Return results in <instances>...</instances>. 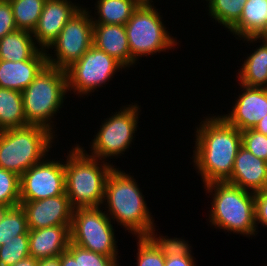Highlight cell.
<instances>
[{"label": "cell", "mask_w": 267, "mask_h": 266, "mask_svg": "<svg viewBox=\"0 0 267 266\" xmlns=\"http://www.w3.org/2000/svg\"><path fill=\"white\" fill-rule=\"evenodd\" d=\"M195 128L192 162L203 184L226 182L232 175L235 157L242 146L241 131L219 114H208Z\"/></svg>", "instance_id": "6da1fadb"}, {"label": "cell", "mask_w": 267, "mask_h": 266, "mask_svg": "<svg viewBox=\"0 0 267 266\" xmlns=\"http://www.w3.org/2000/svg\"><path fill=\"white\" fill-rule=\"evenodd\" d=\"M116 167L107 178L102 206L105 205V212L114 224L116 221L133 236H148L155 223L142 189L134 176Z\"/></svg>", "instance_id": "7a4b0ae2"}, {"label": "cell", "mask_w": 267, "mask_h": 266, "mask_svg": "<svg viewBox=\"0 0 267 266\" xmlns=\"http://www.w3.org/2000/svg\"><path fill=\"white\" fill-rule=\"evenodd\" d=\"M65 158V194L71 206L74 209L101 207L107 178L115 167L113 162L89 156L79 144L72 146Z\"/></svg>", "instance_id": "3957f363"}, {"label": "cell", "mask_w": 267, "mask_h": 266, "mask_svg": "<svg viewBox=\"0 0 267 266\" xmlns=\"http://www.w3.org/2000/svg\"><path fill=\"white\" fill-rule=\"evenodd\" d=\"M212 197L208 221L214 228L240 234L256 236L255 193L228 182H212L203 186Z\"/></svg>", "instance_id": "277c9868"}, {"label": "cell", "mask_w": 267, "mask_h": 266, "mask_svg": "<svg viewBox=\"0 0 267 266\" xmlns=\"http://www.w3.org/2000/svg\"><path fill=\"white\" fill-rule=\"evenodd\" d=\"M68 94L66 70L46 65L22 91L28 125L41 126L55 135L54 116L60 113Z\"/></svg>", "instance_id": "5b68a950"}, {"label": "cell", "mask_w": 267, "mask_h": 266, "mask_svg": "<svg viewBox=\"0 0 267 266\" xmlns=\"http://www.w3.org/2000/svg\"><path fill=\"white\" fill-rule=\"evenodd\" d=\"M55 136L36 125L0 131V168L20 177L49 155Z\"/></svg>", "instance_id": "8992f818"}, {"label": "cell", "mask_w": 267, "mask_h": 266, "mask_svg": "<svg viewBox=\"0 0 267 266\" xmlns=\"http://www.w3.org/2000/svg\"><path fill=\"white\" fill-rule=\"evenodd\" d=\"M158 10L153 0H143L125 24L131 57L136 62L144 56L168 52L179 44L166 30Z\"/></svg>", "instance_id": "52a82bcc"}, {"label": "cell", "mask_w": 267, "mask_h": 266, "mask_svg": "<svg viewBox=\"0 0 267 266\" xmlns=\"http://www.w3.org/2000/svg\"><path fill=\"white\" fill-rule=\"evenodd\" d=\"M141 109L138 104L121 106L120 111L110 114L101 122L99 131L92 139L89 156L108 161L122 156L131 147L137 132ZM136 131V132H135Z\"/></svg>", "instance_id": "ba28073f"}, {"label": "cell", "mask_w": 267, "mask_h": 266, "mask_svg": "<svg viewBox=\"0 0 267 266\" xmlns=\"http://www.w3.org/2000/svg\"><path fill=\"white\" fill-rule=\"evenodd\" d=\"M112 224L113 221L102 206L75 208L70 226V242L107 257H120L116 230Z\"/></svg>", "instance_id": "9c48e42d"}, {"label": "cell", "mask_w": 267, "mask_h": 266, "mask_svg": "<svg viewBox=\"0 0 267 266\" xmlns=\"http://www.w3.org/2000/svg\"><path fill=\"white\" fill-rule=\"evenodd\" d=\"M82 7L65 24L57 39L45 51L47 65L66 70L93 45V21L91 11ZM52 49V55L48 50ZM56 57V58H55Z\"/></svg>", "instance_id": "30bf717a"}, {"label": "cell", "mask_w": 267, "mask_h": 266, "mask_svg": "<svg viewBox=\"0 0 267 266\" xmlns=\"http://www.w3.org/2000/svg\"><path fill=\"white\" fill-rule=\"evenodd\" d=\"M125 68L103 50L92 45L83 56L66 69L68 93L80 97L98 91L116 72ZM70 91V92H69ZM83 95V96H82Z\"/></svg>", "instance_id": "8fae6325"}, {"label": "cell", "mask_w": 267, "mask_h": 266, "mask_svg": "<svg viewBox=\"0 0 267 266\" xmlns=\"http://www.w3.org/2000/svg\"><path fill=\"white\" fill-rule=\"evenodd\" d=\"M48 158L20 176V201L42 200L65 194L64 162Z\"/></svg>", "instance_id": "7c38bea8"}, {"label": "cell", "mask_w": 267, "mask_h": 266, "mask_svg": "<svg viewBox=\"0 0 267 266\" xmlns=\"http://www.w3.org/2000/svg\"><path fill=\"white\" fill-rule=\"evenodd\" d=\"M29 230L49 226L71 225L73 210L66 194L42 200L20 201Z\"/></svg>", "instance_id": "4fadbf2b"}, {"label": "cell", "mask_w": 267, "mask_h": 266, "mask_svg": "<svg viewBox=\"0 0 267 266\" xmlns=\"http://www.w3.org/2000/svg\"><path fill=\"white\" fill-rule=\"evenodd\" d=\"M238 98H235L231 111L220 116L240 131L254 129L267 115V88L247 87L239 84Z\"/></svg>", "instance_id": "5bb4252c"}, {"label": "cell", "mask_w": 267, "mask_h": 266, "mask_svg": "<svg viewBox=\"0 0 267 266\" xmlns=\"http://www.w3.org/2000/svg\"><path fill=\"white\" fill-rule=\"evenodd\" d=\"M82 6L70 0H46L38 24L32 32L36 44L46 51L57 39L65 24Z\"/></svg>", "instance_id": "9a60e30c"}, {"label": "cell", "mask_w": 267, "mask_h": 266, "mask_svg": "<svg viewBox=\"0 0 267 266\" xmlns=\"http://www.w3.org/2000/svg\"><path fill=\"white\" fill-rule=\"evenodd\" d=\"M226 182L253 193L263 191L267 189V162L241 146Z\"/></svg>", "instance_id": "2e32d148"}, {"label": "cell", "mask_w": 267, "mask_h": 266, "mask_svg": "<svg viewBox=\"0 0 267 266\" xmlns=\"http://www.w3.org/2000/svg\"><path fill=\"white\" fill-rule=\"evenodd\" d=\"M93 45L117 60L125 69L137 65L131 57L125 25L94 24Z\"/></svg>", "instance_id": "e0dca14e"}, {"label": "cell", "mask_w": 267, "mask_h": 266, "mask_svg": "<svg viewBox=\"0 0 267 266\" xmlns=\"http://www.w3.org/2000/svg\"><path fill=\"white\" fill-rule=\"evenodd\" d=\"M46 54L44 50H40L30 60H0V88L22 92L47 65Z\"/></svg>", "instance_id": "ac0fdd59"}, {"label": "cell", "mask_w": 267, "mask_h": 266, "mask_svg": "<svg viewBox=\"0 0 267 266\" xmlns=\"http://www.w3.org/2000/svg\"><path fill=\"white\" fill-rule=\"evenodd\" d=\"M70 226L57 225L29 230V253L37 260L60 256L70 243Z\"/></svg>", "instance_id": "d6986e66"}, {"label": "cell", "mask_w": 267, "mask_h": 266, "mask_svg": "<svg viewBox=\"0 0 267 266\" xmlns=\"http://www.w3.org/2000/svg\"><path fill=\"white\" fill-rule=\"evenodd\" d=\"M248 44L261 42V45L247 55L236 75L238 84L247 87L267 88V41L263 37L242 38ZM258 40V41H257ZM261 40V41H260Z\"/></svg>", "instance_id": "ffe728a7"}, {"label": "cell", "mask_w": 267, "mask_h": 266, "mask_svg": "<svg viewBox=\"0 0 267 266\" xmlns=\"http://www.w3.org/2000/svg\"><path fill=\"white\" fill-rule=\"evenodd\" d=\"M229 31L239 40L262 37L267 31V0H246L240 20Z\"/></svg>", "instance_id": "44dd1931"}, {"label": "cell", "mask_w": 267, "mask_h": 266, "mask_svg": "<svg viewBox=\"0 0 267 266\" xmlns=\"http://www.w3.org/2000/svg\"><path fill=\"white\" fill-rule=\"evenodd\" d=\"M40 50L29 31L17 29L0 39V60L13 62L30 60Z\"/></svg>", "instance_id": "7402d4cb"}, {"label": "cell", "mask_w": 267, "mask_h": 266, "mask_svg": "<svg viewBox=\"0 0 267 266\" xmlns=\"http://www.w3.org/2000/svg\"><path fill=\"white\" fill-rule=\"evenodd\" d=\"M94 24L125 25L143 0H96ZM97 13V14H96ZM98 16V17H97Z\"/></svg>", "instance_id": "603a6c76"}, {"label": "cell", "mask_w": 267, "mask_h": 266, "mask_svg": "<svg viewBox=\"0 0 267 266\" xmlns=\"http://www.w3.org/2000/svg\"><path fill=\"white\" fill-rule=\"evenodd\" d=\"M27 125L22 92L0 88V131Z\"/></svg>", "instance_id": "cb8c5ba5"}, {"label": "cell", "mask_w": 267, "mask_h": 266, "mask_svg": "<svg viewBox=\"0 0 267 266\" xmlns=\"http://www.w3.org/2000/svg\"><path fill=\"white\" fill-rule=\"evenodd\" d=\"M29 228L21 205L0 208V246L18 235H28Z\"/></svg>", "instance_id": "d4e9b609"}, {"label": "cell", "mask_w": 267, "mask_h": 266, "mask_svg": "<svg viewBox=\"0 0 267 266\" xmlns=\"http://www.w3.org/2000/svg\"><path fill=\"white\" fill-rule=\"evenodd\" d=\"M46 0H9L17 29L33 32Z\"/></svg>", "instance_id": "484cf974"}, {"label": "cell", "mask_w": 267, "mask_h": 266, "mask_svg": "<svg viewBox=\"0 0 267 266\" xmlns=\"http://www.w3.org/2000/svg\"><path fill=\"white\" fill-rule=\"evenodd\" d=\"M246 0H208V16L229 31L241 18Z\"/></svg>", "instance_id": "4316f807"}, {"label": "cell", "mask_w": 267, "mask_h": 266, "mask_svg": "<svg viewBox=\"0 0 267 266\" xmlns=\"http://www.w3.org/2000/svg\"><path fill=\"white\" fill-rule=\"evenodd\" d=\"M20 177L0 168V208L20 205Z\"/></svg>", "instance_id": "83f0119b"}, {"label": "cell", "mask_w": 267, "mask_h": 266, "mask_svg": "<svg viewBox=\"0 0 267 266\" xmlns=\"http://www.w3.org/2000/svg\"><path fill=\"white\" fill-rule=\"evenodd\" d=\"M30 256L29 235H18L0 246V266H12Z\"/></svg>", "instance_id": "f1b7e54d"}, {"label": "cell", "mask_w": 267, "mask_h": 266, "mask_svg": "<svg viewBox=\"0 0 267 266\" xmlns=\"http://www.w3.org/2000/svg\"><path fill=\"white\" fill-rule=\"evenodd\" d=\"M156 227H154L148 237L154 242V244L159 248L160 252L165 257L170 256H190L192 255V246L189 244L187 240H184L183 237L180 238H170L168 235L163 236L161 234H158L156 232Z\"/></svg>", "instance_id": "f546056e"}, {"label": "cell", "mask_w": 267, "mask_h": 266, "mask_svg": "<svg viewBox=\"0 0 267 266\" xmlns=\"http://www.w3.org/2000/svg\"><path fill=\"white\" fill-rule=\"evenodd\" d=\"M136 266H165V256L148 236L137 237Z\"/></svg>", "instance_id": "4dcf8cb0"}, {"label": "cell", "mask_w": 267, "mask_h": 266, "mask_svg": "<svg viewBox=\"0 0 267 266\" xmlns=\"http://www.w3.org/2000/svg\"><path fill=\"white\" fill-rule=\"evenodd\" d=\"M67 250L78 259V266H120L119 257H107L85 248H82L72 242L69 243Z\"/></svg>", "instance_id": "1f68e13d"}, {"label": "cell", "mask_w": 267, "mask_h": 266, "mask_svg": "<svg viewBox=\"0 0 267 266\" xmlns=\"http://www.w3.org/2000/svg\"><path fill=\"white\" fill-rule=\"evenodd\" d=\"M242 146L257 158L267 162V136L254 129L241 131Z\"/></svg>", "instance_id": "d6a6232c"}, {"label": "cell", "mask_w": 267, "mask_h": 266, "mask_svg": "<svg viewBox=\"0 0 267 266\" xmlns=\"http://www.w3.org/2000/svg\"><path fill=\"white\" fill-rule=\"evenodd\" d=\"M17 30L9 0H0V39Z\"/></svg>", "instance_id": "836d02e7"}, {"label": "cell", "mask_w": 267, "mask_h": 266, "mask_svg": "<svg viewBox=\"0 0 267 266\" xmlns=\"http://www.w3.org/2000/svg\"><path fill=\"white\" fill-rule=\"evenodd\" d=\"M255 222L258 225L267 227V189L255 193Z\"/></svg>", "instance_id": "e575fe53"}, {"label": "cell", "mask_w": 267, "mask_h": 266, "mask_svg": "<svg viewBox=\"0 0 267 266\" xmlns=\"http://www.w3.org/2000/svg\"><path fill=\"white\" fill-rule=\"evenodd\" d=\"M194 256H170L165 257V266H196Z\"/></svg>", "instance_id": "d590c367"}, {"label": "cell", "mask_w": 267, "mask_h": 266, "mask_svg": "<svg viewBox=\"0 0 267 266\" xmlns=\"http://www.w3.org/2000/svg\"><path fill=\"white\" fill-rule=\"evenodd\" d=\"M60 265L61 266H78V259H74V256L68 250H65L60 255Z\"/></svg>", "instance_id": "8d00e7d4"}, {"label": "cell", "mask_w": 267, "mask_h": 266, "mask_svg": "<svg viewBox=\"0 0 267 266\" xmlns=\"http://www.w3.org/2000/svg\"><path fill=\"white\" fill-rule=\"evenodd\" d=\"M38 266H61L60 256L38 260Z\"/></svg>", "instance_id": "74e56055"}, {"label": "cell", "mask_w": 267, "mask_h": 266, "mask_svg": "<svg viewBox=\"0 0 267 266\" xmlns=\"http://www.w3.org/2000/svg\"><path fill=\"white\" fill-rule=\"evenodd\" d=\"M12 266H38V260L32 256H28L26 258L21 259Z\"/></svg>", "instance_id": "f35d334b"}, {"label": "cell", "mask_w": 267, "mask_h": 266, "mask_svg": "<svg viewBox=\"0 0 267 266\" xmlns=\"http://www.w3.org/2000/svg\"><path fill=\"white\" fill-rule=\"evenodd\" d=\"M254 130L267 136V115L257 123Z\"/></svg>", "instance_id": "ab89813d"}, {"label": "cell", "mask_w": 267, "mask_h": 266, "mask_svg": "<svg viewBox=\"0 0 267 266\" xmlns=\"http://www.w3.org/2000/svg\"><path fill=\"white\" fill-rule=\"evenodd\" d=\"M267 41V31L262 36Z\"/></svg>", "instance_id": "60d3db41"}]
</instances>
